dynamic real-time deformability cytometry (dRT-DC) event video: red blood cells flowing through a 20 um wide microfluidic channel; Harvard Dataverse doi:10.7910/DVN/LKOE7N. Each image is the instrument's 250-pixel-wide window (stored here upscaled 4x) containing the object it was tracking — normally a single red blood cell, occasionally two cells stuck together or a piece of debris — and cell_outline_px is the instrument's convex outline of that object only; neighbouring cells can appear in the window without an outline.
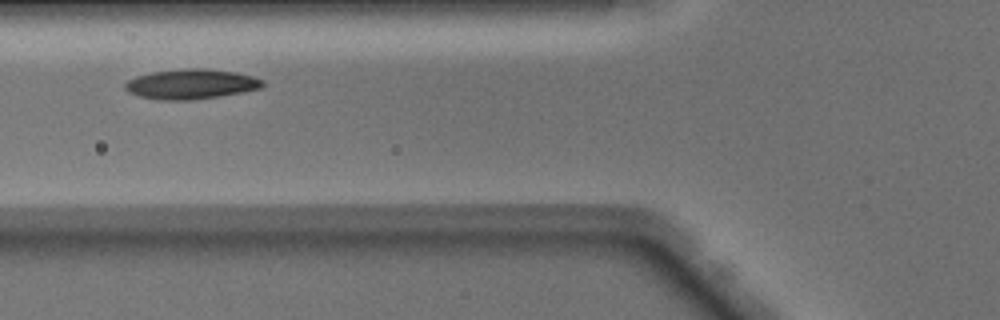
{"species": "Egyptian fruit bat (a non-hibernating species)", "species_latin": "Rousettus aegyptiacus", "temperature_condition": "warm", "stored_images_in_passage": 33, "camera_frame_rate_fps": 3000, "um_per_image_px": 0.085, "animal": {"sex": "male"}, "frame": {"image": 1, "passage_image": 3, "time_ms": 0.667, "image_size_px": [1000, 320], "cell_outline_px": [[264, 84], [260, 88], [220, 96], [192, 100], [160, 100], [140, 96], [128, 92], [124, 88], [124, 84], [128, 80], [136, 76], [152, 72], [192, 68], [200, 68], [236, 72], [252, 76], [264, 80]], "centroid_in_image_um": [16.22, 7.15], "position_along_channel_um": 109.6, "area_um2": 23.81}}
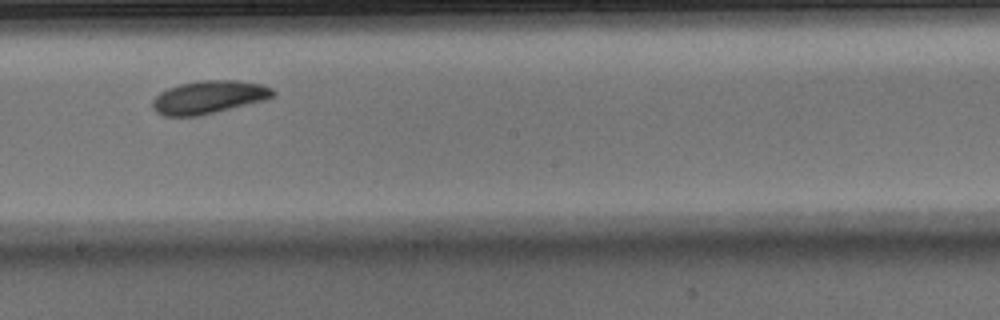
{"frame": {"image": 2, "passage_image": 12, "time_ms": 3.667, "image_size_px": [1000, 320], "cell_outline_px": [[276, 92], [272, 96], [264, 100], [196, 116], [164, 116], [156, 112], [152, 108], [152, 100], [160, 92], [168, 88], [180, 84], [200, 80], [236, 80], [264, 84], [272, 88]], "centroid_in_image_um": [17.73, 8.24], "position_along_channel_um": 230.5, "area_um2": 23.0}}
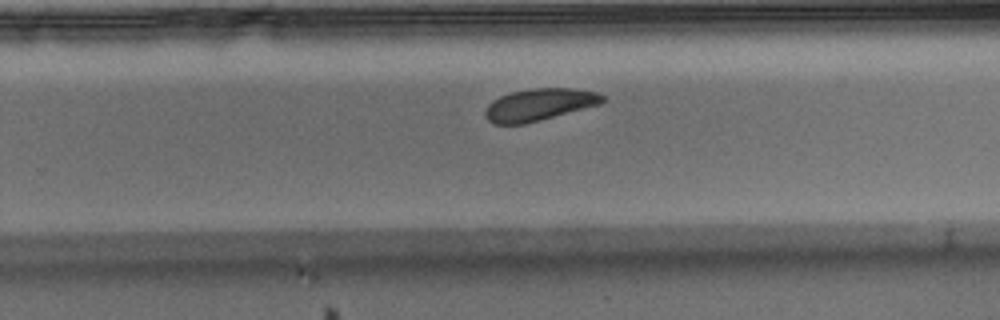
{"frame": {"image": 3, "passage_image": 16, "time_ms": 5.0, "image_size_px": [1000, 320], "cell_outline_px": [[604, 100], [600, 104], [540, 120], [524, 124], [492, 124], [484, 116], [484, 112], [488, 104], [492, 100], [500, 96], [512, 92], [532, 88], [572, 88], [596, 92], [604, 96]], "centroid_in_image_um": [45.79, 8.89], "position_along_channel_um": 284.0, "area_um2": 21.85}}